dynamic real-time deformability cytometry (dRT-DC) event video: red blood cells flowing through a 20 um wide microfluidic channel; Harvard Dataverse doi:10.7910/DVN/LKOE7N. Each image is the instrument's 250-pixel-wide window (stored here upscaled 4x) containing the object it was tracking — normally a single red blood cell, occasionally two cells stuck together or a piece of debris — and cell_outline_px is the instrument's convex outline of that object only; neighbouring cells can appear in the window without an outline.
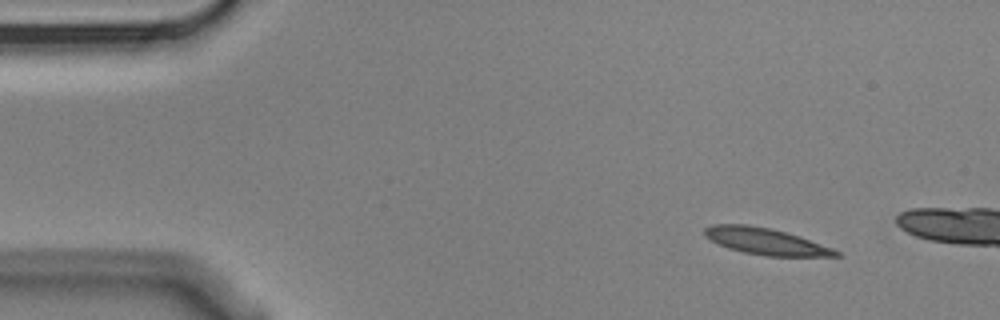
{"species": "Egyptian fruit bat (a non-hibernating species)", "species_latin": "Rousettus aegyptiacus", "temperature_condition": "cold", "stored_images_in_passage": 3, "camera_frame_rate_fps": 3000, "um_per_image_px": 0.085, "animal": {"sex": "male"}, "frame": {"image": 1, "passage_image": 1, "time_ms": 0.0, "image_size_px": [1000, 320], "cell_outline_px": [[844, 256], [764, 256], [744, 252], [728, 248], [704, 236], [704, 228], [712, 224], [748, 224], [768, 228], [800, 236], [832, 248], [840, 252]], "centroid_in_image_um": [65.08, 20.51], "position_along_channel_um": 19.9, "area_um2": 20.17}}